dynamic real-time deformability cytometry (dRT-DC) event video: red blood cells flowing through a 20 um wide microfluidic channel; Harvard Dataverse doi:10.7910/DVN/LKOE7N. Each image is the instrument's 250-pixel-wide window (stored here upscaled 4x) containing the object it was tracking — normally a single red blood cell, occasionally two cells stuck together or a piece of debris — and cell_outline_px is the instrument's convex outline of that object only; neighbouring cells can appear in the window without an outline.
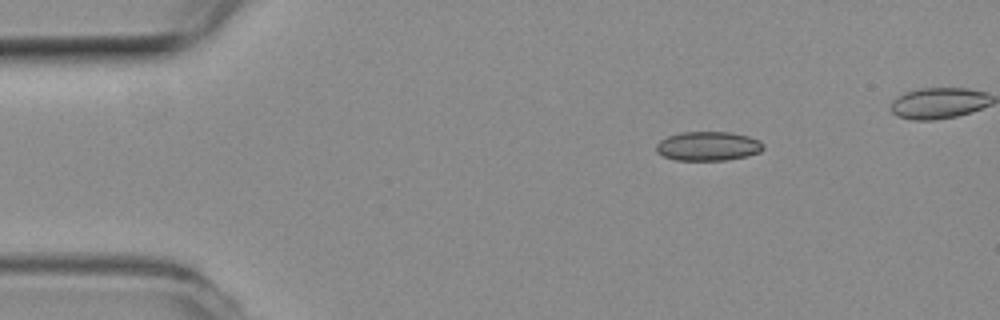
{"species": "common noctule bat (a hibernating species)", "species_latin": "Nyctalus noctula", "temperature_condition": "room temperature", "stored_images_in_passage": 43, "camera_frame_rate_fps": 3000, "um_per_image_px": 0.085, "animal": {"sex": "female", "body_mass_g": 19.3, "forearm_length_mm": 54.1}, "frame": {"image": 1, "passage_image": 2, "time_ms": 0.333, "image_size_px": [1000, 320], "cell_outline_px": [[764, 148], [760, 152], [748, 156], [728, 160], [676, 160], [664, 156], [656, 152], [656, 144], [660, 140], [668, 136], [680, 132], [732, 132], [748, 136], [760, 140], [764, 144]], "centroid_in_image_um": [60.21, 12.42], "position_along_channel_um": 24.8, "area_um2": 18.38}}
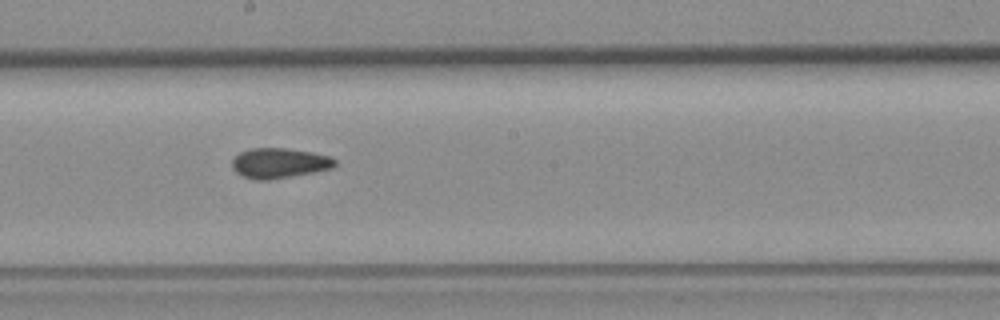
{"frame": {"image": 2, "passage_image": 23, "time_ms": 7.333, "image_size_px": [1000, 320], "cell_outline_px": [[336, 164], [332, 168], [312, 172], [268, 180], [256, 180], [244, 176], [236, 172], [232, 168], [232, 160], [240, 152], [252, 148], [288, 148], [312, 152], [328, 156], [336, 160]], "centroid_in_image_um": [23.72, 13.85], "position_along_channel_um": 224.5, "area_um2": 17.86}}
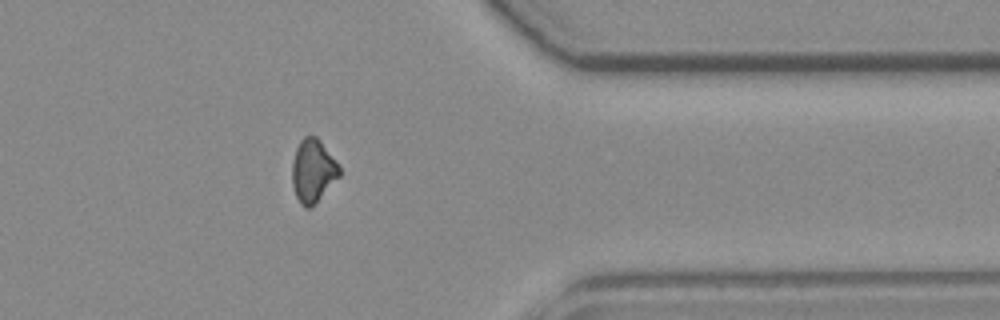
{"frame": {"image": 3, "passage_image": 37, "time_ms": 12.0, "image_size_px": [1000, 320], "cell_outline_px": [[340, 176], [312, 208], [304, 208], [300, 204], [296, 196], [292, 184], [292, 164], [296, 148], [300, 140], [304, 136], [316, 136], [320, 140], [340, 168]], "centroid_in_image_um": [26.59, 14.55], "position_along_channel_um": 384.8, "area_um2": 17.4}, "authors_computed_cell_mechanics": {"area_um2": 18.0336, "velocity_mm_per_s": 3.7881, "shape_relaxation_time_tau1_ms": null, "shape_relaxation_time_tau2_ms": 3.1403, "deformation_change_tau1": null, "deformation_change_tau2": 0.0925}}